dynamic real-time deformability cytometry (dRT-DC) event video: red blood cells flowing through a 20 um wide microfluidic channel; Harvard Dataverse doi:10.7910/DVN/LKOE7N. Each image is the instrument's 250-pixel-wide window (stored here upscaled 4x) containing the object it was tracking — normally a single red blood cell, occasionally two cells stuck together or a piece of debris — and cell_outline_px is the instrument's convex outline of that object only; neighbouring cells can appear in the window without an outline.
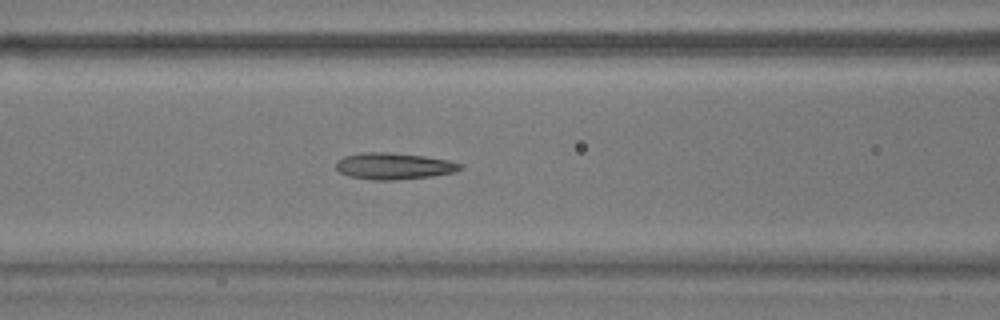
{"species": "common noctule bat (a hibernating species)", "species_latin": "Nyctalus noctula", "temperature_condition": "warm", "stored_images_in_passage": 53, "camera_frame_rate_fps": 3000, "um_per_image_px": 0.085, "animal": {"sex": "male", "body_mass_g": 17.9}, "frame": {"image": 1, "passage_image": 21, "time_ms": 6.667, "image_size_px": [1000, 320], "cell_outline_px": [[464, 168], [456, 172], [432, 176], [396, 180], [372, 180], [348, 176], [340, 172], [336, 168], [336, 160], [344, 156], [360, 152], [388, 152], [424, 156], [448, 160], [464, 164]], "centroid_in_image_um": [33.49, 14.11], "position_along_channel_um": 133.1, "area_um2": 19.48}}
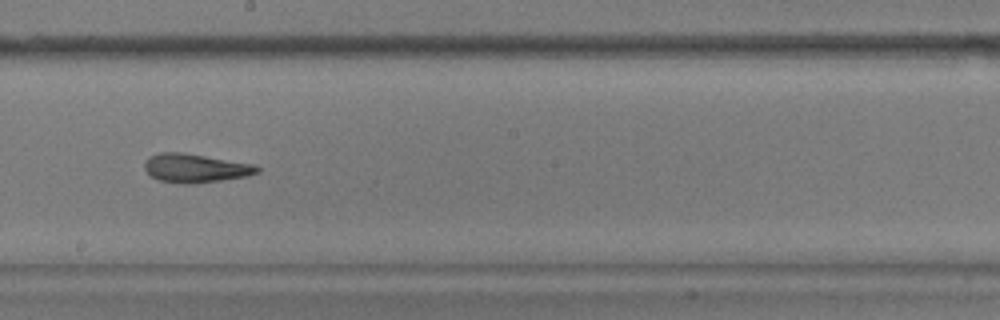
{"frame": {"image": 2, "passage_image": 29, "time_ms": 9.333, "image_size_px": [1000, 320], "cell_outline_px": [[260, 172], [244, 176], [220, 180], [188, 184], [184, 184], [160, 180], [152, 176], [144, 168], [144, 160], [160, 152], [180, 152], [252, 164], [260, 168]], "centroid_in_image_um": [16.57, 14.29], "position_along_channel_um": 231.6, "area_um2": 18.38}}
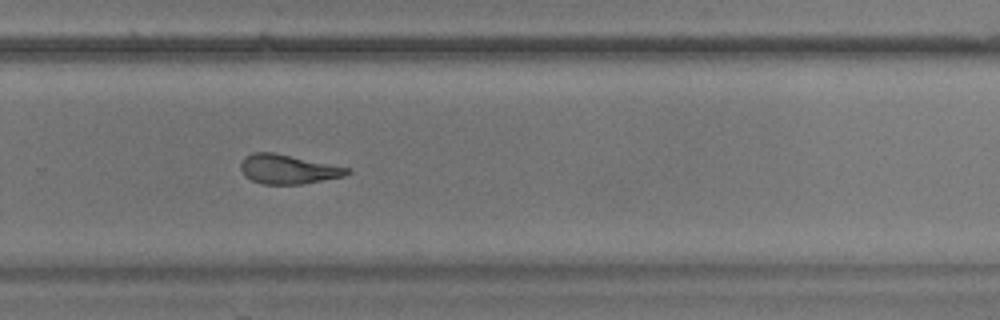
{"frame": {"image": 3, "passage_image": 35, "time_ms": 11.333, "image_size_px": [1000, 320], "cell_outline_px": [[352, 172], [344, 176], [300, 184], [260, 184], [244, 176], [240, 168], [240, 164], [244, 156], [252, 152], [272, 152], [348, 168]], "centroid_in_image_um": [24.41, 14.38], "position_along_channel_um": 305.4, "area_um2": 17.98}, "authors_computed_cell_mechanics": {"area_um2": 19.7098, "velocity_mm_per_s": 3.6952, "shape_relaxation_time_tau1_ms": 5.4417, "shape_relaxation_time_tau2_ms": 2.0819, "deformation_change_tau1": 0.1696, "deformation_change_tau2": 0.098}}